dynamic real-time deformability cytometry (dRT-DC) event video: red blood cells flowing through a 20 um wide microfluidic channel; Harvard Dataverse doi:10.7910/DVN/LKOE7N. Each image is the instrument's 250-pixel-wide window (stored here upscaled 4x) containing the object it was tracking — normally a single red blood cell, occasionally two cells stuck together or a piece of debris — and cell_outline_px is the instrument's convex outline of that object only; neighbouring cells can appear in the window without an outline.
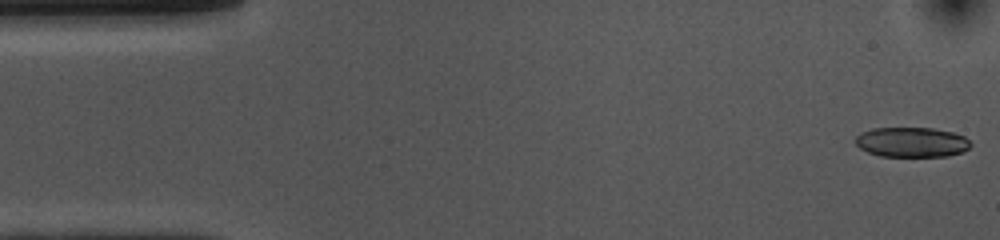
{"species": "common noctule bat (a hibernating species)", "species_latin": "Nyctalus noctula", "temperature_condition": "cold", "stored_images_in_passage": 52, "camera_frame_rate_fps": 3000, "um_per_image_px": 0.085, "animal": {"sex": "female", "body_mass_g": 10.0, "forearm_length_mm": 53.1}, "frame": {"image": 1, "passage_image": 1, "time_ms": 0.0, "image_size_px": [1000, 240], "cell_outline_px": [[972, 144], [964, 152], [948, 156], [880, 156], [868, 152], [860, 148], [856, 144], [856, 136], [860, 132], [872, 128], [932, 128], [952, 132], [964, 136]], "centroid_in_image_um": [77.49, 12.08], "position_along_channel_um": 7.5, "area_um2": 20.11}}
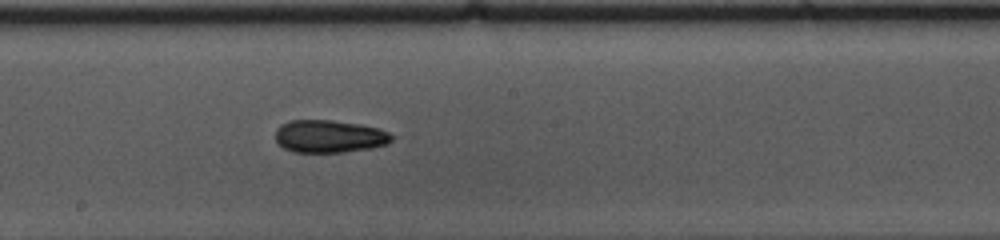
{"frame": {"image": 2, "passage_image": 27, "time_ms": 8.667, "image_size_px": [1000, 240], "cell_outline_px": [[396, 136], [388, 144], [372, 148], [344, 152], [292, 152], [284, 148], [276, 140], [276, 128], [280, 124], [288, 120], [332, 120], [360, 124], [376, 128], [388, 132]], "centroid_in_image_um": [28.0, 11.59], "position_along_channel_um": 220.2, "area_um2": 22.31}}
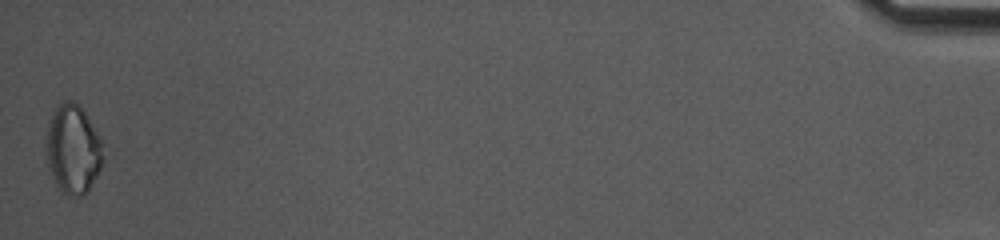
{"frame": {"image": 3, "passage_image": 52, "time_ms": 17.0, "image_size_px": [1000, 240], "cell_outline_px": [[104, 160], [88, 192], [84, 196], [68, 196], [60, 192], [56, 188], [48, 164], [44, 144], [48, 120], [56, 104], [64, 100], [68, 100], [80, 104], [100, 136]], "centroid_in_image_um": [6.17, 12.67], "position_along_channel_um": 429.0, "area_um2": 30.4}}